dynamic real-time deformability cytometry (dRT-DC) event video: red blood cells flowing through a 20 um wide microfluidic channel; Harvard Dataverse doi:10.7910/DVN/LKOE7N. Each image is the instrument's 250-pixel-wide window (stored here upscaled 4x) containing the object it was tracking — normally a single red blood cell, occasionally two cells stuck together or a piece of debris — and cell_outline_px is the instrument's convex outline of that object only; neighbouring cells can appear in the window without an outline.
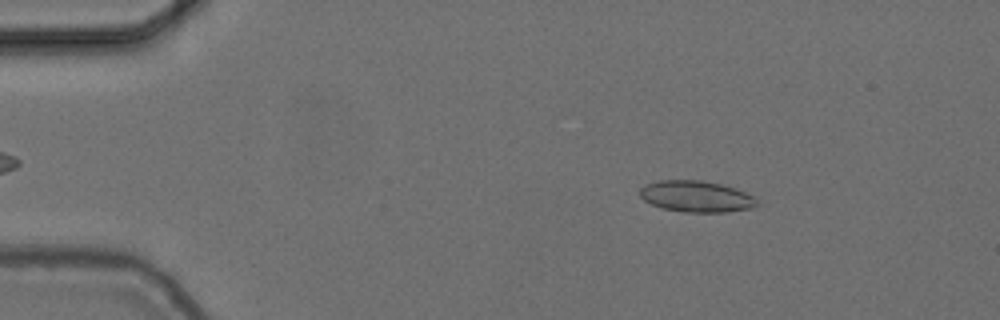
{"species": "common noctule bat (a hibernating species)", "species_latin": "Nyctalus noctula", "temperature_condition": "cold", "stored_images_in_passage": 54, "camera_frame_rate_fps": 3000, "um_per_image_px": 0.085, "animal": {"sex": "female", "body_mass_g": 24.6, "forearm_length_mm": 56.2}, "frame": {"image": 1, "passage_image": 8, "time_ms": 2.333, "image_size_px": [1000, 320], "cell_outline_px": [[760, 204], [752, 208], [724, 212], [680, 212], [664, 208], [652, 204], [644, 200], [640, 196], [640, 188], [644, 184], [660, 180], [700, 180], [720, 184], [736, 188], [752, 196]], "centroid_in_image_um": [59.17, 16.69], "position_along_channel_um": 25.8, "area_um2": 21.33}}
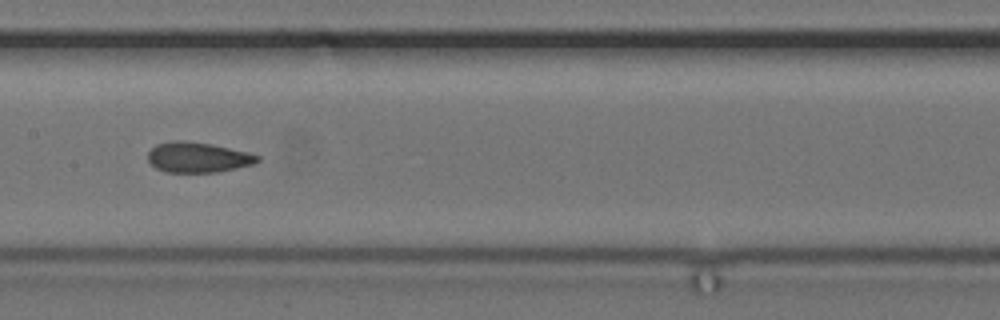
{"frame": {"image": 2, "passage_image": 27, "time_ms": 8.667, "image_size_px": [1000, 320], "cell_outline_px": [[260, 160], [252, 164], [236, 168], [216, 172], [164, 172], [156, 168], [148, 160], [148, 152], [156, 144], [172, 140], [184, 140], [212, 144], [248, 152], [260, 156]], "centroid_in_image_um": [16.8, 13.36], "position_along_channel_um": 190.6, "area_um2": 19.36}}
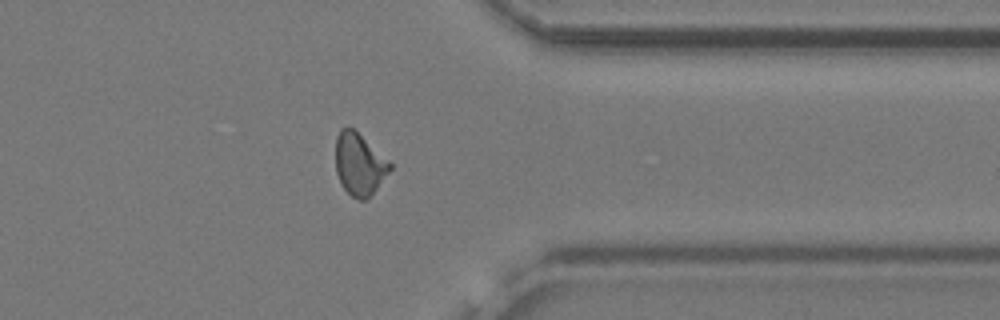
{"frame": {"image": 3, "passage_image": 43, "time_ms": 14.0, "image_size_px": [1000, 320], "cell_outline_px": [[392, 168], [376, 188], [364, 200], [360, 200], [352, 196], [340, 184], [336, 172], [336, 136], [340, 128], [352, 128], [392, 164]], "centroid_in_image_um": [30.51, 13.96], "position_along_channel_um": 380.9, "area_um2": 19.13}, "authors_computed_cell_mechanics": {"area_um2": 19.4208, "velocity_mm_per_s": 3.7295, "shape_relaxation_time_tau1_ms": null, "shape_relaxation_time_tau2_ms": 1.4679, "deformation_change_tau1": null, "deformation_change_tau2": 0.0723}}